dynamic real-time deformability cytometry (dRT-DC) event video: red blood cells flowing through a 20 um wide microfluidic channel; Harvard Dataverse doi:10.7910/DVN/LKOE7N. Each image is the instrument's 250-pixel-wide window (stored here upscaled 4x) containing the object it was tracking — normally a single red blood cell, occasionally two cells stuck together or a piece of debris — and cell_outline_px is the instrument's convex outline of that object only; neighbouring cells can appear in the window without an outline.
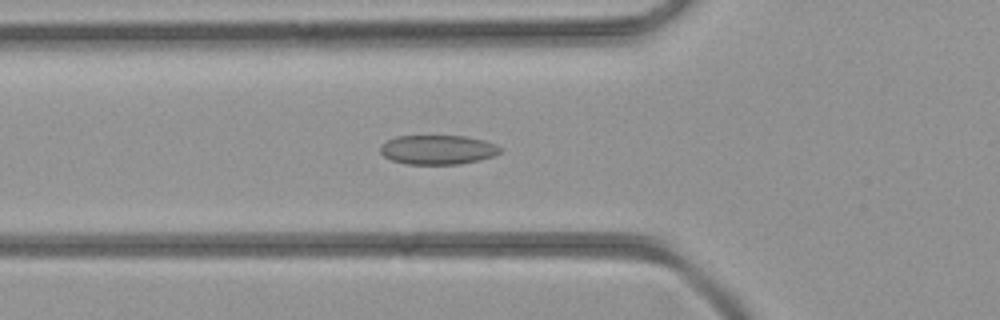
{"species": "common noctule bat (a hibernating species)", "species_latin": "Nyctalus noctula", "temperature_condition": "room temperature", "stored_images_in_passage": 33, "segment_of_instrument_passage": [1, 2], "camera_frame_rate_fps": 3000, "um_per_image_px": 0.085, "animal": {"sex": "female", "body_mass_g": 21.9}, "frame": {"image": 1, "passage_image": 4, "time_ms": 1.0, "image_size_px": [1000, 320], "cell_outline_px": [[504, 148], [500, 152], [492, 156], [480, 160], [460, 164], [408, 164], [392, 160], [384, 156], [380, 152], [380, 148], [388, 140], [396, 136], [464, 136], [484, 140], [496, 144]], "centroid_in_image_um": [37.25, 12.72], "position_along_channel_um": 88.6, "area_um2": 20.46}}
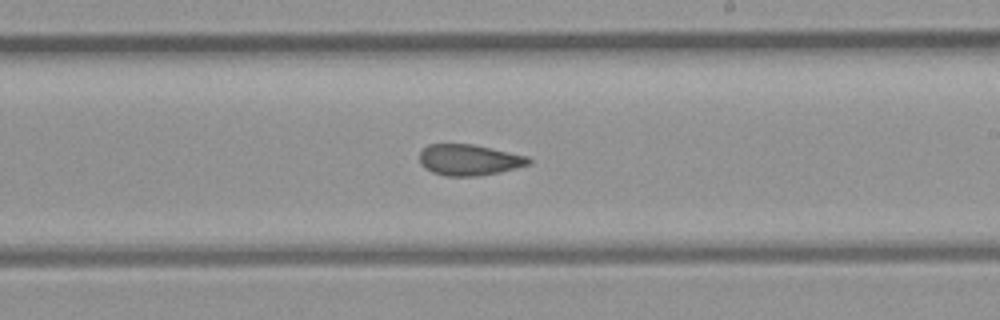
{"frame": {"image": 2, "passage_image": 14, "time_ms": 4.333, "image_size_px": [1000, 320], "cell_outline_px": [[532, 164], [500, 172], [476, 176], [444, 176], [432, 172], [424, 168], [420, 164], [420, 152], [428, 144], [472, 144], [528, 156], [532, 160]], "centroid_in_image_um": [39.88, 13.6], "position_along_channel_um": 249.1, "area_um2": 19.83}}
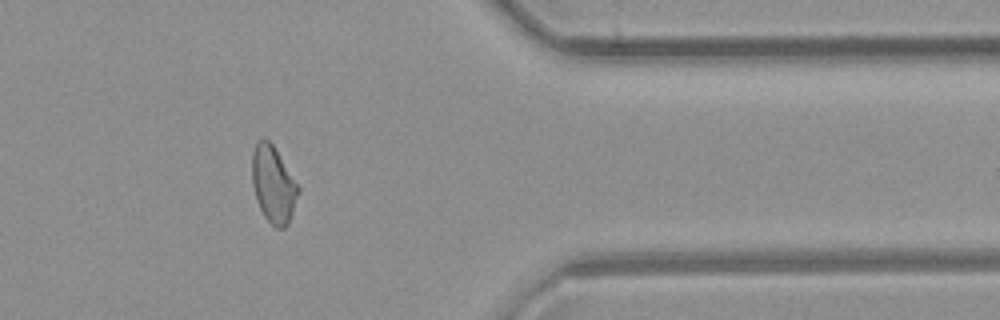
{"frame": {"image": 3, "passage_image": 24, "time_ms": 7.667, "image_size_px": [1000, 320], "cell_outline_px": [[300, 192], [288, 224], [284, 228], [276, 228], [264, 216], [256, 200], [252, 184], [252, 152], [256, 144], [260, 140], [268, 140], [272, 144], [300, 188]], "centroid_in_image_um": [23.23, 15.71], "position_along_channel_um": 388.2, "area_um2": 20.4}}